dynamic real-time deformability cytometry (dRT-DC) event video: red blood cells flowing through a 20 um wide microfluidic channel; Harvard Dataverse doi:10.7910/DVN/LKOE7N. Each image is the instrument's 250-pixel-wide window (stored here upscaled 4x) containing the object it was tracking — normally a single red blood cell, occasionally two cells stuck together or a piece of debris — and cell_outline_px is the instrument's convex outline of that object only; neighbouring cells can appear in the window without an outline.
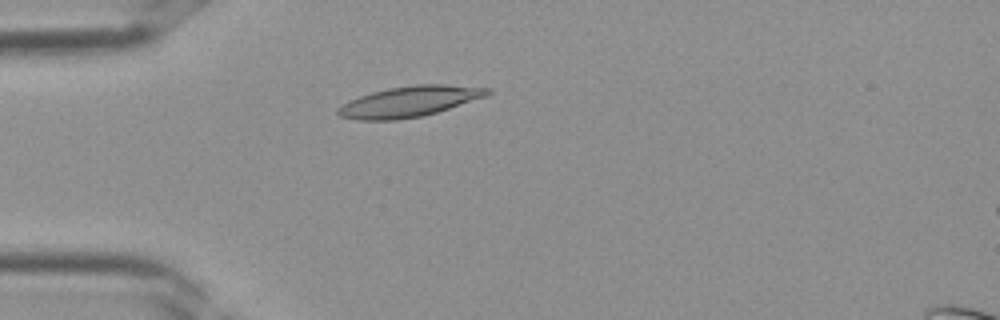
{"species": "Egyptian fruit bat (a non-hibernating species)", "species_latin": "Rousettus aegyptiacus", "temperature_condition": "room temperature", "stored_images_in_passage": 8, "camera_frame_rate_fps": 3000, "um_per_image_px": 0.085, "frame": {"image": 1, "passage_image": 7, "time_ms": 2.0, "image_size_px": [1000, 320], "cell_outline_px": [[492, 92], [488, 96], [436, 112], [420, 116], [396, 120], [360, 120], [340, 116], [336, 112], [336, 108], [348, 100], [372, 92], [388, 88], [416, 84], [444, 84], [492, 88]], "centroid_in_image_um": [34.81, 8.62], "position_along_channel_um": 50.2, "area_um2": 26.7}}